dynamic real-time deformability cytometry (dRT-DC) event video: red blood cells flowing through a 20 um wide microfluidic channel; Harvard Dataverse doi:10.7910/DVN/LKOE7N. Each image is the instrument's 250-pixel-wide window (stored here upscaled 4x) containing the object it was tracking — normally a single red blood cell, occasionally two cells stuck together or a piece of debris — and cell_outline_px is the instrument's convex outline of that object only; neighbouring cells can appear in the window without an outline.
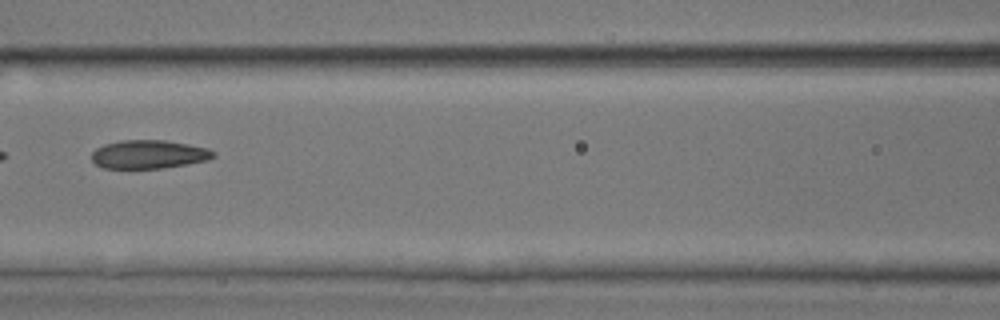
{"species": "common noctule bat (a hibernating species)", "species_latin": "Nyctalus noctula", "temperature_condition": "room temperature", "stored_images_in_passage": 8, "camera_frame_rate_fps": 3000, "um_per_image_px": 0.085, "animal": {"sex": "male", "body_mass_g": 17.9, "forearm_length_mm": 54.2}, "frame": {"image": 1, "passage_image": 7, "time_ms": 7.0, "image_size_px": [1000, 320], "cell_outline_px": [[216, 156], [208, 160], [188, 164], [164, 168], [104, 168], [96, 164], [92, 160], [92, 152], [96, 148], [104, 144], [120, 140], [164, 140], [188, 144], [208, 148], [216, 152]], "centroid_in_image_um": [12.67, 13.11], "position_along_channel_um": 153.9, "area_um2": 20.35}}